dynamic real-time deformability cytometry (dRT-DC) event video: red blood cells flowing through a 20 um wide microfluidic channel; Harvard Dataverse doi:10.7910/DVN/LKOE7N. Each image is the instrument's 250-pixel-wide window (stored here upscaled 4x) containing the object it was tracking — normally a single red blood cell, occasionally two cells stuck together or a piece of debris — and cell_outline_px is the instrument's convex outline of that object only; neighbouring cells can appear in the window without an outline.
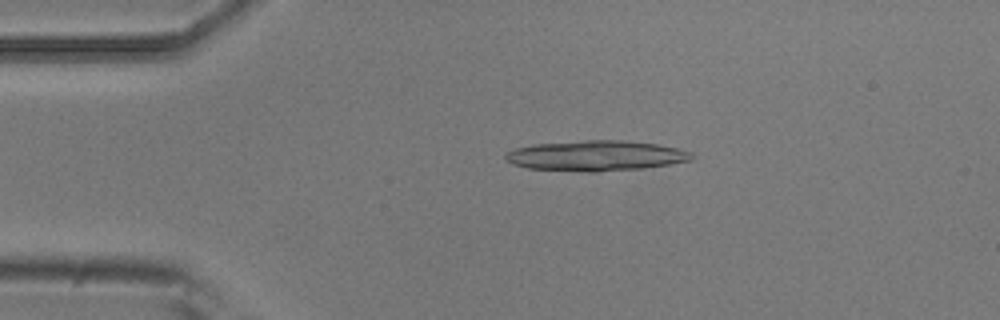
{"species": "common noctule bat (a hibernating species)", "species_latin": "Nyctalus noctula", "temperature_condition": "room temperature", "stored_images_in_passage": 5, "camera_frame_rate_fps": 3000, "um_per_image_px": 0.085, "animal": {"sex": "male", "body_mass_g": 20.5, "forearm_length_mm": 52.5}, "frame": {"image": 1, "passage_image": 3, "time_ms": 0.667, "image_size_px": [1000, 320], "cell_outline_px": [[696, 156], [692, 160], [672, 164], [644, 168], [596, 172], [588, 172], [528, 168], [512, 164], [504, 160], [504, 156], [508, 152], [516, 148], [532, 144], [584, 140], [624, 140], [656, 144], [676, 148], [692, 152]], "centroid_in_image_um": [50.67, 13.24], "position_along_channel_um": 34.3, "area_um2": 33.18}}
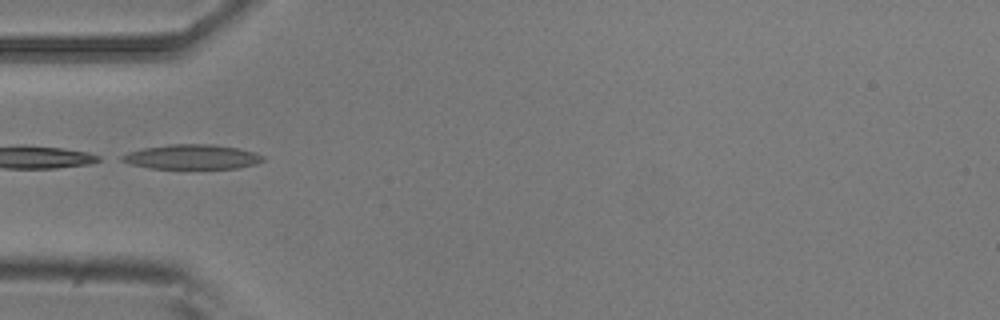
{"frame": {"image": 2, "passage_image": 5, "time_ms": 1.333, "image_size_px": [1000, 320], "cell_outline_px": [[264, 160], [256, 164], [236, 168], [152, 168], [132, 164], [120, 160], [120, 156], [128, 152], [144, 148], [168, 144], [212, 144], [236, 148], [256, 152], [264, 156]], "centroid_in_image_um": [16.33, 13.33], "position_along_channel_um": 68.7, "area_um2": 20.11}}